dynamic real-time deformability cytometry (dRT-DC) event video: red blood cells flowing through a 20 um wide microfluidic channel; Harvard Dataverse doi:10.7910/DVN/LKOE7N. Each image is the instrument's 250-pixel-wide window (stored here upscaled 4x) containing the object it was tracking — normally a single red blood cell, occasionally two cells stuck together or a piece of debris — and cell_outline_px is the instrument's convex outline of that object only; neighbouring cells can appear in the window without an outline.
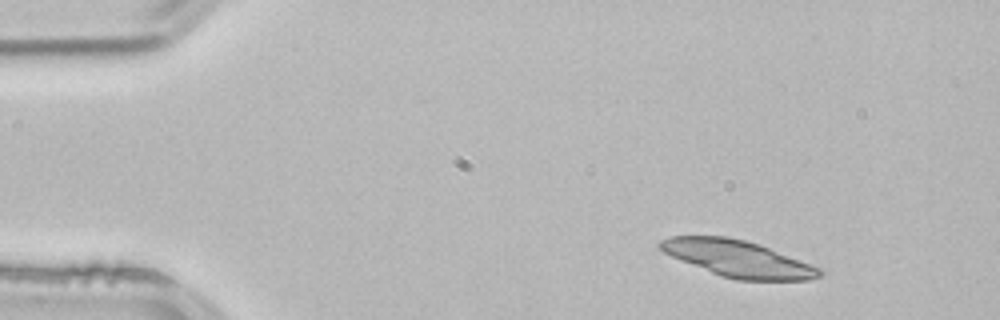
{"species": "common noctule bat (a hibernating species)", "species_latin": "Nyctalus noctula", "temperature_condition": "room temperature", "stored_images_in_passage": 3, "segment_of_instrument_passage": [1, 2], "camera_frame_rate_fps": 3000, "um_per_image_px": 0.085, "animal": {"sex": "male", "body_mass_g": 21.5, "forearm_length_mm": 52.0}, "frame": {"image": 1, "passage_image": 1, "time_ms": 0.0, "image_size_px": [1000, 320], "cell_outline_px": [[824, 272], [820, 276], [808, 280], [736, 280], [720, 276], [680, 260], [664, 252], [656, 244], [660, 240], [668, 236], [728, 236], [760, 244], [820, 268]], "centroid_in_image_um": [62.69, 21.98], "position_along_channel_um": 22.3, "area_um2": 33.87}}